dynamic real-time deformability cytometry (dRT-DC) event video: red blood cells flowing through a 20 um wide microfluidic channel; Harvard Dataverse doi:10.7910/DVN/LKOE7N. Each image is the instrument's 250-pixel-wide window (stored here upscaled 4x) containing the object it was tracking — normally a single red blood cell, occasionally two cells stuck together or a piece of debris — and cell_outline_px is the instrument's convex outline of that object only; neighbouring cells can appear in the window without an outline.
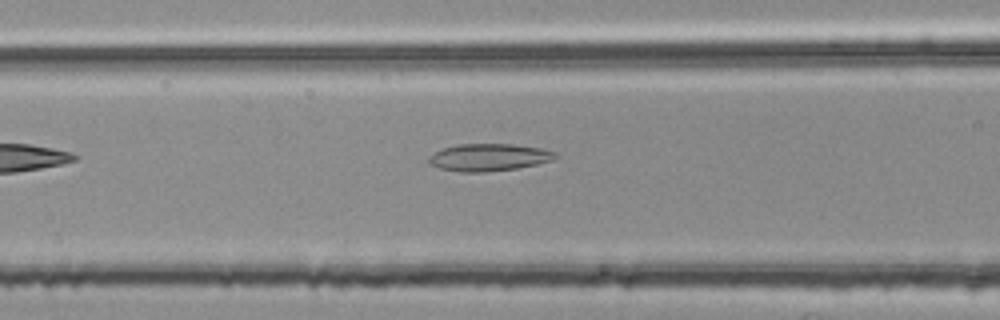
{"species": "common noctule bat (a hibernating species)", "species_latin": "Nyctalus noctula", "temperature_condition": "room temperature", "stored_images_in_passage": 5, "camera_frame_rate_fps": 3000, "um_per_image_px": 0.085, "animal": {"sex": "female", "body_mass_g": 25.1}, "frame": {"image": 1, "passage_image": 5, "time_ms": 1.333, "image_size_px": [1000, 320], "cell_outline_px": [[556, 156], [552, 160], [536, 164], [516, 168], [484, 172], [460, 172], [440, 168], [432, 164], [428, 160], [436, 152], [444, 148], [456, 144], [512, 144], [540, 148], [556, 152]], "centroid_in_image_um": [41.57, 13.37], "position_along_channel_um": 125.0, "area_um2": 19.77}}